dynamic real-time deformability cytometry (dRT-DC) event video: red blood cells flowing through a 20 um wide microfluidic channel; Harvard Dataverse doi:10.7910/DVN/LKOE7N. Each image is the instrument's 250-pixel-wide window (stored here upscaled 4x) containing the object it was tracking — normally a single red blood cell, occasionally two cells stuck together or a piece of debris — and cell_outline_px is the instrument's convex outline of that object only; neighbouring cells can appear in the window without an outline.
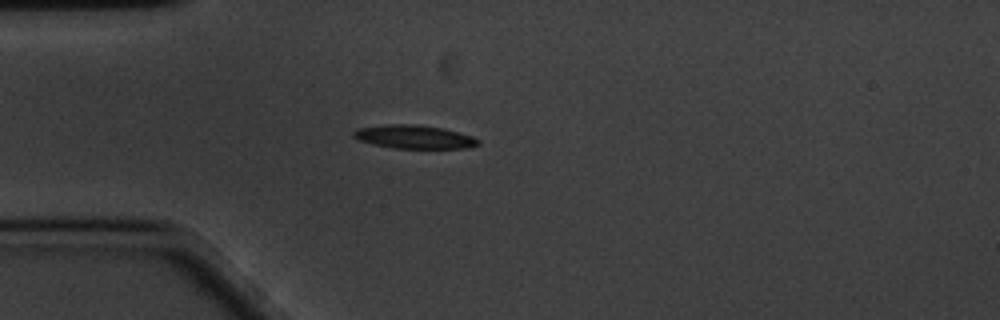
{"species": "common noctule bat (a hibernating species)", "species_latin": "Nyctalus noctula", "temperature_condition": "cold", "stored_images_in_passage": 44, "camera_frame_rate_fps": 3000, "um_per_image_px": 0.085, "animal": {"sex": "male", "body_mass_g": 20.1, "forearm_length_mm": 53.5}, "frame": {"image": 1, "passage_image": 1, "time_ms": 0.0, "image_size_px": [1000, 320], "cell_outline_px": [[480, 144], [468, 148], [392, 148], [372, 144], [356, 140], [352, 136], [352, 132], [356, 128], [388, 124], [412, 124], [444, 128], [472, 136], [480, 140]], "centroid_in_image_um": [35.16, 11.63], "position_along_channel_um": 49.8, "area_um2": 17.22}}
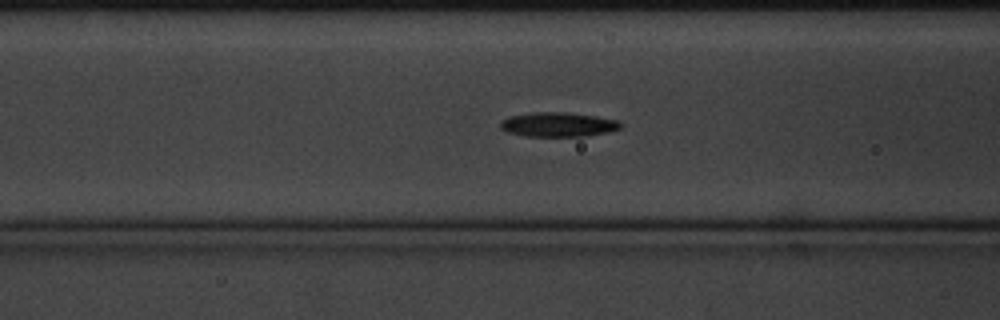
{"frame": {"image": 2, "passage_image": 8, "time_ms": 2.333, "image_size_px": [1000, 320], "cell_outline_px": [[620, 128], [608, 132], [588, 136], [524, 136], [508, 132], [500, 128], [500, 120], [508, 116], [532, 112], [564, 112], [596, 116], [620, 120]], "centroid_in_image_um": [47.41, 10.58], "position_along_channel_um": 119.2, "area_um2": 17.22}}
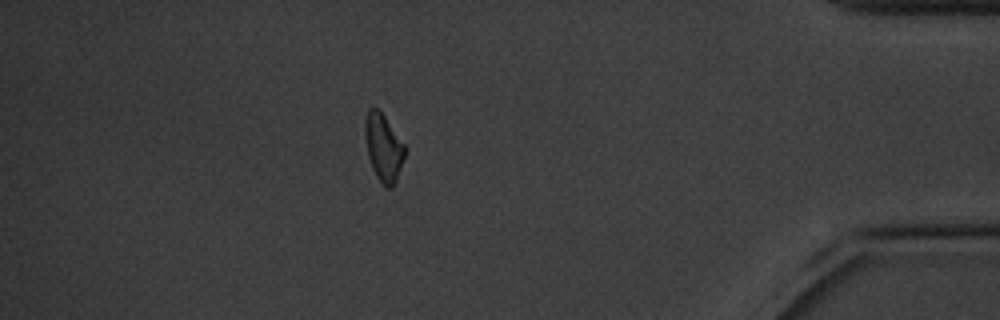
{"frame": {"image": 3, "passage_image": 37, "time_ms": 12.0, "image_size_px": [1000, 320], "cell_outline_px": [[404, 156], [396, 180], [392, 188], [384, 188], [376, 176], [372, 168], [368, 156], [364, 132], [364, 120], [368, 108], [376, 108], [384, 116], [404, 144]], "centroid_in_image_um": [32.56, 12.55], "position_along_channel_um": 402.6, "area_um2": 15.43}, "authors_computed_cell_mechanics": {"area_um2": 16.3285, "velocity_mm_per_s": 3.3881, "shape_relaxation_time_tau1_ms": 3.5694, "shape_relaxation_time_tau2_ms": null, "deformation_change_tau1": 0.1, "deformation_change_tau2": null}}